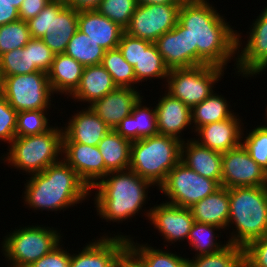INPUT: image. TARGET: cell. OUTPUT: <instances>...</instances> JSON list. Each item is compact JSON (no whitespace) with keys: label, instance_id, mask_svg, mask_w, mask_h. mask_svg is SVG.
Here are the masks:
<instances>
[{"label":"cell","instance_id":"cell-1","mask_svg":"<svg viewBox=\"0 0 267 267\" xmlns=\"http://www.w3.org/2000/svg\"><path fill=\"white\" fill-rule=\"evenodd\" d=\"M223 17L209 0L181 3L178 22L189 34L190 67L214 65L226 70L237 54L238 32Z\"/></svg>","mask_w":267,"mask_h":267},{"label":"cell","instance_id":"cell-2","mask_svg":"<svg viewBox=\"0 0 267 267\" xmlns=\"http://www.w3.org/2000/svg\"><path fill=\"white\" fill-rule=\"evenodd\" d=\"M26 180L24 201L34 210L58 211L81 203L91 189L63 159Z\"/></svg>","mask_w":267,"mask_h":267},{"label":"cell","instance_id":"cell-3","mask_svg":"<svg viewBox=\"0 0 267 267\" xmlns=\"http://www.w3.org/2000/svg\"><path fill=\"white\" fill-rule=\"evenodd\" d=\"M152 185L130 169L109 172L91 188L97 189L94 198L97 215L113 223L131 219L142 210Z\"/></svg>","mask_w":267,"mask_h":267},{"label":"cell","instance_id":"cell-4","mask_svg":"<svg viewBox=\"0 0 267 267\" xmlns=\"http://www.w3.org/2000/svg\"><path fill=\"white\" fill-rule=\"evenodd\" d=\"M228 243L245 248L267 234V186L229 188ZM236 230V231H234Z\"/></svg>","mask_w":267,"mask_h":267},{"label":"cell","instance_id":"cell-5","mask_svg":"<svg viewBox=\"0 0 267 267\" xmlns=\"http://www.w3.org/2000/svg\"><path fill=\"white\" fill-rule=\"evenodd\" d=\"M181 143L175 137L162 134L133 141L129 169L159 187L180 161Z\"/></svg>","mask_w":267,"mask_h":267},{"label":"cell","instance_id":"cell-6","mask_svg":"<svg viewBox=\"0 0 267 267\" xmlns=\"http://www.w3.org/2000/svg\"><path fill=\"white\" fill-rule=\"evenodd\" d=\"M63 137V129L58 126L43 134L15 137L8 145L7 157L3 154L2 160L28 175L40 173L62 160Z\"/></svg>","mask_w":267,"mask_h":267},{"label":"cell","instance_id":"cell-7","mask_svg":"<svg viewBox=\"0 0 267 267\" xmlns=\"http://www.w3.org/2000/svg\"><path fill=\"white\" fill-rule=\"evenodd\" d=\"M28 226L15 228L3 238L1 250L10 267H29L62 241L61 234L53 227Z\"/></svg>","mask_w":267,"mask_h":267},{"label":"cell","instance_id":"cell-8","mask_svg":"<svg viewBox=\"0 0 267 267\" xmlns=\"http://www.w3.org/2000/svg\"><path fill=\"white\" fill-rule=\"evenodd\" d=\"M223 74L224 68L214 65L170 69L166 92L192 108L213 93L212 88Z\"/></svg>","mask_w":267,"mask_h":267},{"label":"cell","instance_id":"cell-9","mask_svg":"<svg viewBox=\"0 0 267 267\" xmlns=\"http://www.w3.org/2000/svg\"><path fill=\"white\" fill-rule=\"evenodd\" d=\"M220 187L221 185L216 180L196 173L179 161L158 188L170 200L165 201L166 203L190 208Z\"/></svg>","mask_w":267,"mask_h":267},{"label":"cell","instance_id":"cell-10","mask_svg":"<svg viewBox=\"0 0 267 267\" xmlns=\"http://www.w3.org/2000/svg\"><path fill=\"white\" fill-rule=\"evenodd\" d=\"M10 106L17 112L49 110L54 95L48 74L36 71L30 74L4 77V93Z\"/></svg>","mask_w":267,"mask_h":267},{"label":"cell","instance_id":"cell-11","mask_svg":"<svg viewBox=\"0 0 267 267\" xmlns=\"http://www.w3.org/2000/svg\"><path fill=\"white\" fill-rule=\"evenodd\" d=\"M180 6L181 4H137L124 32L154 43L176 26Z\"/></svg>","mask_w":267,"mask_h":267},{"label":"cell","instance_id":"cell-12","mask_svg":"<svg viewBox=\"0 0 267 267\" xmlns=\"http://www.w3.org/2000/svg\"><path fill=\"white\" fill-rule=\"evenodd\" d=\"M221 167L222 187L267 186V171L250 157L242 144L222 153Z\"/></svg>","mask_w":267,"mask_h":267},{"label":"cell","instance_id":"cell-13","mask_svg":"<svg viewBox=\"0 0 267 267\" xmlns=\"http://www.w3.org/2000/svg\"><path fill=\"white\" fill-rule=\"evenodd\" d=\"M249 29L248 40L241 53L239 49L243 37L237 33V58H234L238 70L235 72L245 78L257 76L267 69V20L259 15Z\"/></svg>","mask_w":267,"mask_h":267},{"label":"cell","instance_id":"cell-14","mask_svg":"<svg viewBox=\"0 0 267 267\" xmlns=\"http://www.w3.org/2000/svg\"><path fill=\"white\" fill-rule=\"evenodd\" d=\"M128 235L102 236L71 254L69 267H112L126 252Z\"/></svg>","mask_w":267,"mask_h":267},{"label":"cell","instance_id":"cell-15","mask_svg":"<svg viewBox=\"0 0 267 267\" xmlns=\"http://www.w3.org/2000/svg\"><path fill=\"white\" fill-rule=\"evenodd\" d=\"M148 220L154 228L161 233L164 242L175 243L180 240H187L193 226L194 218L190 208L179 207L169 203L154 205L146 210Z\"/></svg>","mask_w":267,"mask_h":267},{"label":"cell","instance_id":"cell-16","mask_svg":"<svg viewBox=\"0 0 267 267\" xmlns=\"http://www.w3.org/2000/svg\"><path fill=\"white\" fill-rule=\"evenodd\" d=\"M62 155L63 160L74 169L90 189L106 176L104 159L98 146L63 142Z\"/></svg>","mask_w":267,"mask_h":267},{"label":"cell","instance_id":"cell-17","mask_svg":"<svg viewBox=\"0 0 267 267\" xmlns=\"http://www.w3.org/2000/svg\"><path fill=\"white\" fill-rule=\"evenodd\" d=\"M236 113L223 121L206 124L196 131L198 144L211 150L224 153L241 145L244 138L243 125ZM242 126V127H241ZM243 136V137H242Z\"/></svg>","mask_w":267,"mask_h":267},{"label":"cell","instance_id":"cell-18","mask_svg":"<svg viewBox=\"0 0 267 267\" xmlns=\"http://www.w3.org/2000/svg\"><path fill=\"white\" fill-rule=\"evenodd\" d=\"M143 97L135 88H119L95 101L89 108L111 129L131 115L134 105Z\"/></svg>","mask_w":267,"mask_h":267},{"label":"cell","instance_id":"cell-19","mask_svg":"<svg viewBox=\"0 0 267 267\" xmlns=\"http://www.w3.org/2000/svg\"><path fill=\"white\" fill-rule=\"evenodd\" d=\"M165 95V96H164ZM156 103L158 134L175 137L182 142V131L191 126V108L165 91Z\"/></svg>","mask_w":267,"mask_h":267},{"label":"cell","instance_id":"cell-20","mask_svg":"<svg viewBox=\"0 0 267 267\" xmlns=\"http://www.w3.org/2000/svg\"><path fill=\"white\" fill-rule=\"evenodd\" d=\"M87 108L77 111L69 119L68 125L65 124V127H62L64 132L63 142L97 146L111 130L89 106Z\"/></svg>","mask_w":267,"mask_h":267},{"label":"cell","instance_id":"cell-21","mask_svg":"<svg viewBox=\"0 0 267 267\" xmlns=\"http://www.w3.org/2000/svg\"><path fill=\"white\" fill-rule=\"evenodd\" d=\"M78 29L105 50L118 48L124 29L97 10L78 11Z\"/></svg>","mask_w":267,"mask_h":267},{"label":"cell","instance_id":"cell-22","mask_svg":"<svg viewBox=\"0 0 267 267\" xmlns=\"http://www.w3.org/2000/svg\"><path fill=\"white\" fill-rule=\"evenodd\" d=\"M180 161L196 173L216 180L221 185L222 153L203 147L191 138L181 143Z\"/></svg>","mask_w":267,"mask_h":267},{"label":"cell","instance_id":"cell-23","mask_svg":"<svg viewBox=\"0 0 267 267\" xmlns=\"http://www.w3.org/2000/svg\"><path fill=\"white\" fill-rule=\"evenodd\" d=\"M165 65L170 69L190 68L189 34L179 22L155 42Z\"/></svg>","mask_w":267,"mask_h":267},{"label":"cell","instance_id":"cell-24","mask_svg":"<svg viewBox=\"0 0 267 267\" xmlns=\"http://www.w3.org/2000/svg\"><path fill=\"white\" fill-rule=\"evenodd\" d=\"M116 88L112 76L101 64L85 66L80 83L70 97L90 106Z\"/></svg>","mask_w":267,"mask_h":267},{"label":"cell","instance_id":"cell-25","mask_svg":"<svg viewBox=\"0 0 267 267\" xmlns=\"http://www.w3.org/2000/svg\"><path fill=\"white\" fill-rule=\"evenodd\" d=\"M142 99L134 105L131 115L121 120L115 128L121 137L131 142L158 134L156 108L145 106Z\"/></svg>","mask_w":267,"mask_h":267},{"label":"cell","instance_id":"cell-26","mask_svg":"<svg viewBox=\"0 0 267 267\" xmlns=\"http://www.w3.org/2000/svg\"><path fill=\"white\" fill-rule=\"evenodd\" d=\"M195 222L227 229L229 219V188L220 187L190 207Z\"/></svg>","mask_w":267,"mask_h":267},{"label":"cell","instance_id":"cell-27","mask_svg":"<svg viewBox=\"0 0 267 267\" xmlns=\"http://www.w3.org/2000/svg\"><path fill=\"white\" fill-rule=\"evenodd\" d=\"M84 66L64 53L55 54L48 79L52 92L68 97L76 90L83 74Z\"/></svg>","mask_w":267,"mask_h":267},{"label":"cell","instance_id":"cell-28","mask_svg":"<svg viewBox=\"0 0 267 267\" xmlns=\"http://www.w3.org/2000/svg\"><path fill=\"white\" fill-rule=\"evenodd\" d=\"M128 239L127 251L139 267H187L188 258L173 254L168 250L154 249L146 244Z\"/></svg>","mask_w":267,"mask_h":267},{"label":"cell","instance_id":"cell-29","mask_svg":"<svg viewBox=\"0 0 267 267\" xmlns=\"http://www.w3.org/2000/svg\"><path fill=\"white\" fill-rule=\"evenodd\" d=\"M132 142L110 130L99 142L98 149L104 159L106 175L109 172L129 169Z\"/></svg>","mask_w":267,"mask_h":267},{"label":"cell","instance_id":"cell-30","mask_svg":"<svg viewBox=\"0 0 267 267\" xmlns=\"http://www.w3.org/2000/svg\"><path fill=\"white\" fill-rule=\"evenodd\" d=\"M78 29V11L66 6L54 17L53 32L41 40L55 53H64L67 44Z\"/></svg>","mask_w":267,"mask_h":267},{"label":"cell","instance_id":"cell-31","mask_svg":"<svg viewBox=\"0 0 267 267\" xmlns=\"http://www.w3.org/2000/svg\"><path fill=\"white\" fill-rule=\"evenodd\" d=\"M228 101L223 96L212 93L201 103L191 108V123L195 131L209 123L231 118L235 113L230 109Z\"/></svg>","mask_w":267,"mask_h":267},{"label":"cell","instance_id":"cell-32","mask_svg":"<svg viewBox=\"0 0 267 267\" xmlns=\"http://www.w3.org/2000/svg\"><path fill=\"white\" fill-rule=\"evenodd\" d=\"M133 67L138 83L151 78L166 81L169 74V68L165 65L155 43L144 39H141V57Z\"/></svg>","mask_w":267,"mask_h":267},{"label":"cell","instance_id":"cell-33","mask_svg":"<svg viewBox=\"0 0 267 267\" xmlns=\"http://www.w3.org/2000/svg\"><path fill=\"white\" fill-rule=\"evenodd\" d=\"M105 51L88 35L77 29L67 44L64 54L74 58L85 67L101 64Z\"/></svg>","mask_w":267,"mask_h":267},{"label":"cell","instance_id":"cell-34","mask_svg":"<svg viewBox=\"0 0 267 267\" xmlns=\"http://www.w3.org/2000/svg\"><path fill=\"white\" fill-rule=\"evenodd\" d=\"M189 259L187 267H241L244 264V248L228 243L216 253L198 255Z\"/></svg>","mask_w":267,"mask_h":267},{"label":"cell","instance_id":"cell-35","mask_svg":"<svg viewBox=\"0 0 267 267\" xmlns=\"http://www.w3.org/2000/svg\"><path fill=\"white\" fill-rule=\"evenodd\" d=\"M101 65L112 76L114 84L119 88H135L134 84L138 83L134 67L124 59L119 48L106 50Z\"/></svg>","mask_w":267,"mask_h":267},{"label":"cell","instance_id":"cell-36","mask_svg":"<svg viewBox=\"0 0 267 267\" xmlns=\"http://www.w3.org/2000/svg\"><path fill=\"white\" fill-rule=\"evenodd\" d=\"M219 230H222V228L216 225L193 223L187 242L196 252L195 256L216 253L228 245L227 241L226 244L225 242L224 244L217 242L216 238H219V235H216L215 231Z\"/></svg>","mask_w":267,"mask_h":267},{"label":"cell","instance_id":"cell-37","mask_svg":"<svg viewBox=\"0 0 267 267\" xmlns=\"http://www.w3.org/2000/svg\"><path fill=\"white\" fill-rule=\"evenodd\" d=\"M0 69L4 77L40 71L35 65H31L30 40L23 48L0 55Z\"/></svg>","mask_w":267,"mask_h":267},{"label":"cell","instance_id":"cell-38","mask_svg":"<svg viewBox=\"0 0 267 267\" xmlns=\"http://www.w3.org/2000/svg\"><path fill=\"white\" fill-rule=\"evenodd\" d=\"M46 115L47 110L19 111L15 137L39 135L49 131L53 126H50Z\"/></svg>","mask_w":267,"mask_h":267},{"label":"cell","instance_id":"cell-39","mask_svg":"<svg viewBox=\"0 0 267 267\" xmlns=\"http://www.w3.org/2000/svg\"><path fill=\"white\" fill-rule=\"evenodd\" d=\"M30 39L28 23L23 20L0 25V55L23 48Z\"/></svg>","mask_w":267,"mask_h":267},{"label":"cell","instance_id":"cell-40","mask_svg":"<svg viewBox=\"0 0 267 267\" xmlns=\"http://www.w3.org/2000/svg\"><path fill=\"white\" fill-rule=\"evenodd\" d=\"M66 7L62 0H52L34 18L27 21L31 38L41 39L53 32L54 17Z\"/></svg>","mask_w":267,"mask_h":267},{"label":"cell","instance_id":"cell-41","mask_svg":"<svg viewBox=\"0 0 267 267\" xmlns=\"http://www.w3.org/2000/svg\"><path fill=\"white\" fill-rule=\"evenodd\" d=\"M136 6V0H102L96 10L125 30Z\"/></svg>","mask_w":267,"mask_h":267},{"label":"cell","instance_id":"cell-42","mask_svg":"<svg viewBox=\"0 0 267 267\" xmlns=\"http://www.w3.org/2000/svg\"><path fill=\"white\" fill-rule=\"evenodd\" d=\"M242 141L250 157L267 171V123L256 126Z\"/></svg>","mask_w":267,"mask_h":267},{"label":"cell","instance_id":"cell-43","mask_svg":"<svg viewBox=\"0 0 267 267\" xmlns=\"http://www.w3.org/2000/svg\"><path fill=\"white\" fill-rule=\"evenodd\" d=\"M18 112L13 109L4 95H0V140L11 143L15 138Z\"/></svg>","mask_w":267,"mask_h":267},{"label":"cell","instance_id":"cell-44","mask_svg":"<svg viewBox=\"0 0 267 267\" xmlns=\"http://www.w3.org/2000/svg\"><path fill=\"white\" fill-rule=\"evenodd\" d=\"M54 56L55 53L41 39H30L31 65H35L40 71L48 73Z\"/></svg>","mask_w":267,"mask_h":267},{"label":"cell","instance_id":"cell-45","mask_svg":"<svg viewBox=\"0 0 267 267\" xmlns=\"http://www.w3.org/2000/svg\"><path fill=\"white\" fill-rule=\"evenodd\" d=\"M244 264L247 267H267V234L244 248Z\"/></svg>","mask_w":267,"mask_h":267},{"label":"cell","instance_id":"cell-46","mask_svg":"<svg viewBox=\"0 0 267 267\" xmlns=\"http://www.w3.org/2000/svg\"><path fill=\"white\" fill-rule=\"evenodd\" d=\"M71 254L58 245L51 252L41 257L29 267H69Z\"/></svg>","mask_w":267,"mask_h":267},{"label":"cell","instance_id":"cell-47","mask_svg":"<svg viewBox=\"0 0 267 267\" xmlns=\"http://www.w3.org/2000/svg\"><path fill=\"white\" fill-rule=\"evenodd\" d=\"M124 59L134 66L141 57V39L133 37L125 32L121 35L118 45Z\"/></svg>","mask_w":267,"mask_h":267},{"label":"cell","instance_id":"cell-48","mask_svg":"<svg viewBox=\"0 0 267 267\" xmlns=\"http://www.w3.org/2000/svg\"><path fill=\"white\" fill-rule=\"evenodd\" d=\"M52 0H23L19 9L20 20L25 22L36 17Z\"/></svg>","mask_w":267,"mask_h":267},{"label":"cell","instance_id":"cell-49","mask_svg":"<svg viewBox=\"0 0 267 267\" xmlns=\"http://www.w3.org/2000/svg\"><path fill=\"white\" fill-rule=\"evenodd\" d=\"M20 20L19 10L13 4L0 0V25Z\"/></svg>","mask_w":267,"mask_h":267},{"label":"cell","instance_id":"cell-50","mask_svg":"<svg viewBox=\"0 0 267 267\" xmlns=\"http://www.w3.org/2000/svg\"><path fill=\"white\" fill-rule=\"evenodd\" d=\"M66 6L76 11L96 10L102 0H62Z\"/></svg>","mask_w":267,"mask_h":267},{"label":"cell","instance_id":"cell-51","mask_svg":"<svg viewBox=\"0 0 267 267\" xmlns=\"http://www.w3.org/2000/svg\"><path fill=\"white\" fill-rule=\"evenodd\" d=\"M139 5H149V4H181L177 0H136Z\"/></svg>","mask_w":267,"mask_h":267},{"label":"cell","instance_id":"cell-52","mask_svg":"<svg viewBox=\"0 0 267 267\" xmlns=\"http://www.w3.org/2000/svg\"><path fill=\"white\" fill-rule=\"evenodd\" d=\"M112 267H127V252Z\"/></svg>","mask_w":267,"mask_h":267},{"label":"cell","instance_id":"cell-53","mask_svg":"<svg viewBox=\"0 0 267 267\" xmlns=\"http://www.w3.org/2000/svg\"><path fill=\"white\" fill-rule=\"evenodd\" d=\"M127 267H139L131 258V255L127 251Z\"/></svg>","mask_w":267,"mask_h":267},{"label":"cell","instance_id":"cell-54","mask_svg":"<svg viewBox=\"0 0 267 267\" xmlns=\"http://www.w3.org/2000/svg\"><path fill=\"white\" fill-rule=\"evenodd\" d=\"M4 93V76L3 72L0 69V95H3Z\"/></svg>","mask_w":267,"mask_h":267},{"label":"cell","instance_id":"cell-55","mask_svg":"<svg viewBox=\"0 0 267 267\" xmlns=\"http://www.w3.org/2000/svg\"><path fill=\"white\" fill-rule=\"evenodd\" d=\"M11 4H13V6H15L18 10L20 9L23 0H5Z\"/></svg>","mask_w":267,"mask_h":267},{"label":"cell","instance_id":"cell-56","mask_svg":"<svg viewBox=\"0 0 267 267\" xmlns=\"http://www.w3.org/2000/svg\"><path fill=\"white\" fill-rule=\"evenodd\" d=\"M260 16H261L264 20H267V6L265 7V9H263V11H261Z\"/></svg>","mask_w":267,"mask_h":267},{"label":"cell","instance_id":"cell-57","mask_svg":"<svg viewBox=\"0 0 267 267\" xmlns=\"http://www.w3.org/2000/svg\"><path fill=\"white\" fill-rule=\"evenodd\" d=\"M177 1H180L181 3H183V2H197L201 0H177Z\"/></svg>","mask_w":267,"mask_h":267}]
</instances>
